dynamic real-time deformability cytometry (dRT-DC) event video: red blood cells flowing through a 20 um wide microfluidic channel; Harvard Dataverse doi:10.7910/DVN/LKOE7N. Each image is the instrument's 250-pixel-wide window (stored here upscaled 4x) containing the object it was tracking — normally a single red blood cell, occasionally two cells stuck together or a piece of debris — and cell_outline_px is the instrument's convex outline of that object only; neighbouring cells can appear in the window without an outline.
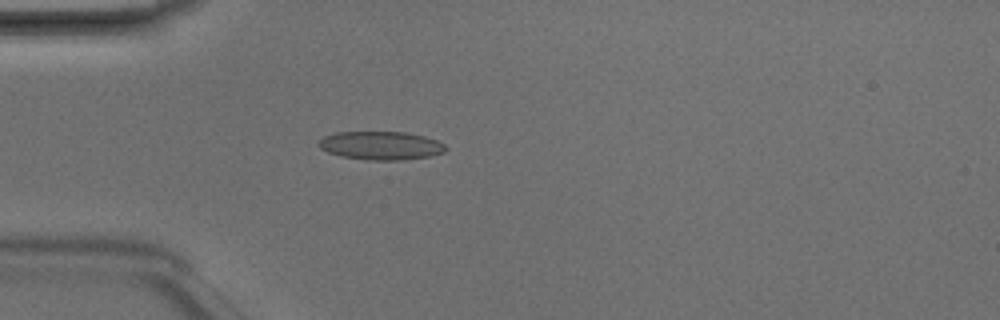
{"species": "Egyptian fruit bat (a non-hibernating species)", "species_latin": "Rousettus aegyptiacus", "temperature_condition": "room temperature", "stored_images_in_passage": 3, "camera_frame_rate_fps": 3000, "um_per_image_px": 0.085, "animal": {"sex": "male"}, "frame": {"image": 1, "passage_image": 3, "time_ms": 0.667, "image_size_px": [1000, 320], "cell_outline_px": [[448, 148], [444, 152], [428, 156], [404, 160], [368, 160], [340, 156], [328, 152], [320, 148], [316, 144], [324, 136], [336, 132], [404, 132], [424, 136], [436, 140], [444, 144]], "centroid_in_image_um": [32.36, 12.37], "position_along_channel_um": 52.6, "area_um2": 21.04}}